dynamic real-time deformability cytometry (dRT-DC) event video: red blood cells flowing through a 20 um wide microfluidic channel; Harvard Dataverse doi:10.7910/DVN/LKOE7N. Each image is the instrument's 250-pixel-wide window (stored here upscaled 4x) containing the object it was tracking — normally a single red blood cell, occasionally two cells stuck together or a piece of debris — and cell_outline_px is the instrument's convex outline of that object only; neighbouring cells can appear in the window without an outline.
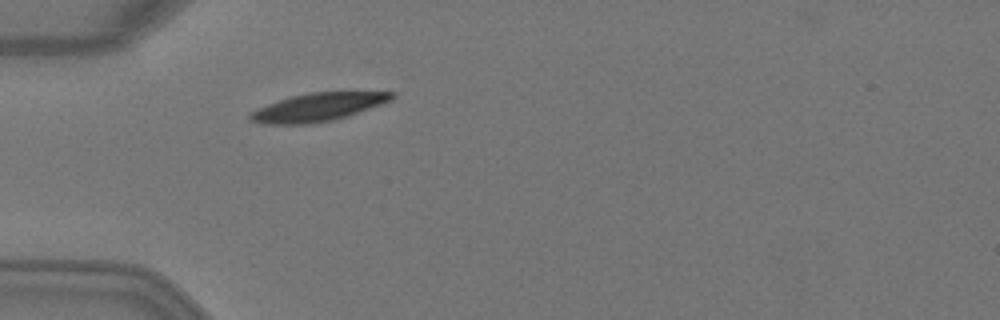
{"species": "Egyptian fruit bat (a non-hibernating species)", "species_latin": "Rousettus aegyptiacus", "temperature_condition": "warm", "stored_images_in_passage": 3, "camera_frame_rate_fps": 3000, "um_per_image_px": 0.085, "animal": {"sex": "female"}, "frame": {"image": 1, "passage_image": 3, "time_ms": 0.667, "image_size_px": [1000, 320], "cell_outline_px": [[396, 96], [392, 100], [332, 120], [308, 124], [260, 124], [248, 120], [248, 112], [256, 108], [292, 96], [308, 92], [396, 92]], "centroid_in_image_um": [26.94, 9.11], "position_along_channel_um": 58.1, "area_um2": 23.0}}